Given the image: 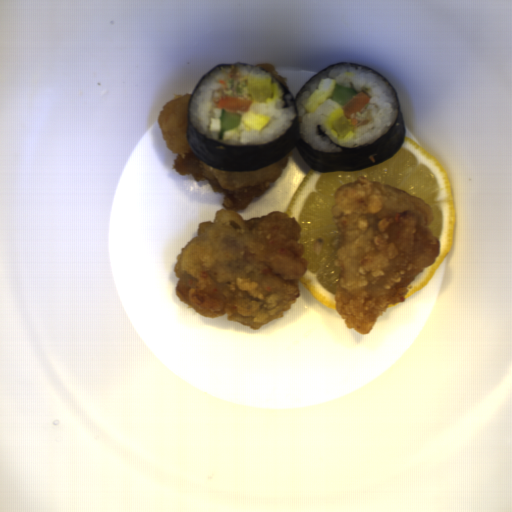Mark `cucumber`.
Returning <instances> with one entry per match:
<instances>
[{"mask_svg":"<svg viewBox=\"0 0 512 512\" xmlns=\"http://www.w3.org/2000/svg\"><path fill=\"white\" fill-rule=\"evenodd\" d=\"M244 116V112L237 111L231 112L228 108H221V114L219 117L220 127L218 132V140H222L226 131L234 130L239 127L241 124H244L242 118Z\"/></svg>","mask_w":512,"mask_h":512,"instance_id":"obj_1","label":"cucumber"},{"mask_svg":"<svg viewBox=\"0 0 512 512\" xmlns=\"http://www.w3.org/2000/svg\"><path fill=\"white\" fill-rule=\"evenodd\" d=\"M357 95V92L354 91L352 88L343 87L335 83L334 90L327 99H330L336 102L337 105H339L340 107H343Z\"/></svg>","mask_w":512,"mask_h":512,"instance_id":"obj_2","label":"cucumber"}]
</instances>
